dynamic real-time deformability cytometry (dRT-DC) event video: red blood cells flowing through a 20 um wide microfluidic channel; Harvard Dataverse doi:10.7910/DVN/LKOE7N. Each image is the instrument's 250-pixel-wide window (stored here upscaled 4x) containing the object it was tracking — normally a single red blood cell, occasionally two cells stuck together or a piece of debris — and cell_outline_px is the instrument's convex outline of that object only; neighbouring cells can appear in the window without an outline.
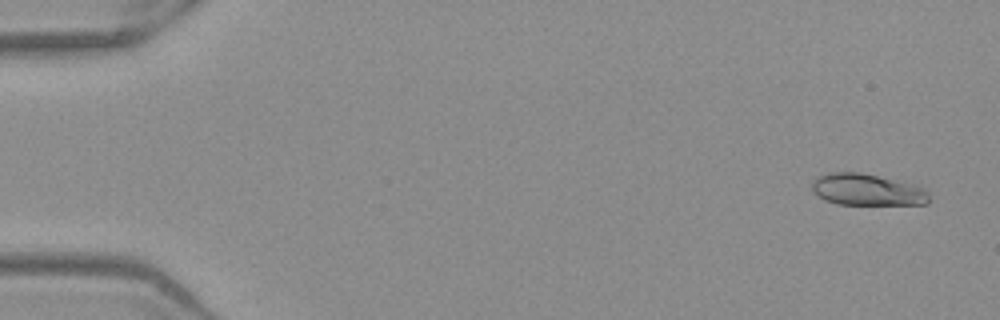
{"species": "Egyptian fruit bat (a non-hibernating species)", "species_latin": "Rousettus aegyptiacus", "temperature_condition": "warm", "stored_images_in_passage": 19, "camera_frame_rate_fps": 3000, "um_per_image_px": 0.085, "frame": {"image": 1, "passage_image": 3, "time_ms": 0.667, "image_size_px": [1000, 320], "cell_outline_px": [[928, 204], [836, 204], [824, 200], [816, 196], [812, 192], [812, 180], [828, 172], [860, 172], [912, 184], [924, 188], [928, 192]], "centroid_in_image_um": [73.64, 16.13], "position_along_channel_um": 11.4, "area_um2": 21.56}}
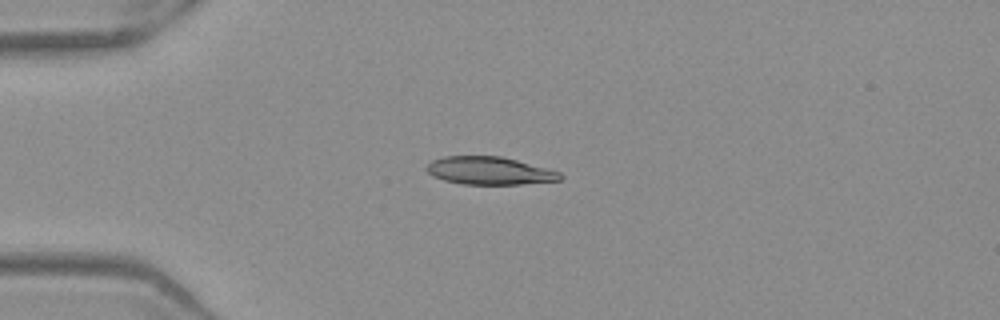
{"frame": {"image": 2, "passage_image": 14, "time_ms": 4.333, "image_size_px": [1000, 320], "cell_outline_px": [[564, 176], [560, 180], [520, 184], [460, 184], [444, 180], [432, 176], [424, 168], [432, 160], [444, 156], [500, 156], [548, 168], [560, 172]], "centroid_in_image_um": [41.59, 14.51], "position_along_channel_um": 43.4, "area_um2": 21.68}}
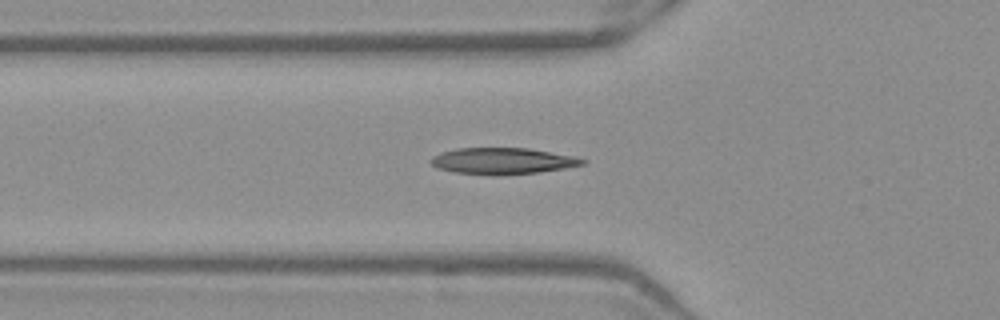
{"frame": {"image": 3, "passage_image": 19, "time_ms": 6.0, "image_size_px": [1000, 320], "cell_outline_px": [[588, 160], [584, 164], [564, 168], [540, 172], [456, 172], [436, 168], [428, 160], [432, 156], [440, 152], [456, 148], [528, 148], [576, 156]], "centroid_in_image_um": [42.73, 13.62], "position_along_channel_um": 83.1, "area_um2": 22.37}}